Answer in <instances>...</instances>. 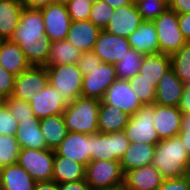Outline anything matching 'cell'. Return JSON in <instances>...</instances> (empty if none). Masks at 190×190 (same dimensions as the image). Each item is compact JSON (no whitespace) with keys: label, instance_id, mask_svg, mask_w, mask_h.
I'll return each instance as SVG.
<instances>
[{"label":"cell","instance_id":"4316f807","mask_svg":"<svg viewBox=\"0 0 190 190\" xmlns=\"http://www.w3.org/2000/svg\"><path fill=\"white\" fill-rule=\"evenodd\" d=\"M36 181L18 163L0 169L3 190H33Z\"/></svg>","mask_w":190,"mask_h":190},{"label":"cell","instance_id":"8fae6325","mask_svg":"<svg viewBox=\"0 0 190 190\" xmlns=\"http://www.w3.org/2000/svg\"><path fill=\"white\" fill-rule=\"evenodd\" d=\"M49 84L46 67L31 66L16 76L12 97L31 102Z\"/></svg>","mask_w":190,"mask_h":190},{"label":"cell","instance_id":"d4e9b609","mask_svg":"<svg viewBox=\"0 0 190 190\" xmlns=\"http://www.w3.org/2000/svg\"><path fill=\"white\" fill-rule=\"evenodd\" d=\"M156 145L148 143H130L120 161L124 175L133 169L152 163Z\"/></svg>","mask_w":190,"mask_h":190},{"label":"cell","instance_id":"4dcf8cb0","mask_svg":"<svg viewBox=\"0 0 190 190\" xmlns=\"http://www.w3.org/2000/svg\"><path fill=\"white\" fill-rule=\"evenodd\" d=\"M40 129L50 150H55L68 133L62 114L40 119Z\"/></svg>","mask_w":190,"mask_h":190},{"label":"cell","instance_id":"8992f818","mask_svg":"<svg viewBox=\"0 0 190 190\" xmlns=\"http://www.w3.org/2000/svg\"><path fill=\"white\" fill-rule=\"evenodd\" d=\"M152 22L157 32L159 53L171 55L187 42L179 28L178 14L170 8Z\"/></svg>","mask_w":190,"mask_h":190},{"label":"cell","instance_id":"ffe728a7","mask_svg":"<svg viewBox=\"0 0 190 190\" xmlns=\"http://www.w3.org/2000/svg\"><path fill=\"white\" fill-rule=\"evenodd\" d=\"M185 84L169 69L158 82L154 104L178 107Z\"/></svg>","mask_w":190,"mask_h":190},{"label":"cell","instance_id":"7bdbcfd3","mask_svg":"<svg viewBox=\"0 0 190 190\" xmlns=\"http://www.w3.org/2000/svg\"><path fill=\"white\" fill-rule=\"evenodd\" d=\"M102 61L93 52H82L81 57L77 61V66L82 72L83 76L87 75V70H93L95 67H99Z\"/></svg>","mask_w":190,"mask_h":190},{"label":"cell","instance_id":"484cf974","mask_svg":"<svg viewBox=\"0 0 190 190\" xmlns=\"http://www.w3.org/2000/svg\"><path fill=\"white\" fill-rule=\"evenodd\" d=\"M130 115L119 108L100 101L98 111V131L100 133L120 132L126 127Z\"/></svg>","mask_w":190,"mask_h":190},{"label":"cell","instance_id":"2e32d148","mask_svg":"<svg viewBox=\"0 0 190 190\" xmlns=\"http://www.w3.org/2000/svg\"><path fill=\"white\" fill-rule=\"evenodd\" d=\"M135 1L114 9L110 17L108 27L109 33L128 38L142 23Z\"/></svg>","mask_w":190,"mask_h":190},{"label":"cell","instance_id":"9a60e30c","mask_svg":"<svg viewBox=\"0 0 190 190\" xmlns=\"http://www.w3.org/2000/svg\"><path fill=\"white\" fill-rule=\"evenodd\" d=\"M54 151L55 156H63L86 166L91 161V134L68 132Z\"/></svg>","mask_w":190,"mask_h":190},{"label":"cell","instance_id":"5bb4252c","mask_svg":"<svg viewBox=\"0 0 190 190\" xmlns=\"http://www.w3.org/2000/svg\"><path fill=\"white\" fill-rule=\"evenodd\" d=\"M102 101L113 105L130 116L134 115L143 105L132 90L128 80L117 79L105 92Z\"/></svg>","mask_w":190,"mask_h":190},{"label":"cell","instance_id":"74e56055","mask_svg":"<svg viewBox=\"0 0 190 190\" xmlns=\"http://www.w3.org/2000/svg\"><path fill=\"white\" fill-rule=\"evenodd\" d=\"M113 11L114 8L109 6L105 1L100 0L92 4L89 20L101 30H105L108 27Z\"/></svg>","mask_w":190,"mask_h":190},{"label":"cell","instance_id":"30bf717a","mask_svg":"<svg viewBox=\"0 0 190 190\" xmlns=\"http://www.w3.org/2000/svg\"><path fill=\"white\" fill-rule=\"evenodd\" d=\"M115 65L101 63L83 76L82 97L102 100L106 90L117 80Z\"/></svg>","mask_w":190,"mask_h":190},{"label":"cell","instance_id":"f6af8a7d","mask_svg":"<svg viewBox=\"0 0 190 190\" xmlns=\"http://www.w3.org/2000/svg\"><path fill=\"white\" fill-rule=\"evenodd\" d=\"M179 28L187 42H190V14H178Z\"/></svg>","mask_w":190,"mask_h":190},{"label":"cell","instance_id":"f5cc1de1","mask_svg":"<svg viewBox=\"0 0 190 190\" xmlns=\"http://www.w3.org/2000/svg\"><path fill=\"white\" fill-rule=\"evenodd\" d=\"M179 133H190V114L183 115L181 131Z\"/></svg>","mask_w":190,"mask_h":190},{"label":"cell","instance_id":"680465c9","mask_svg":"<svg viewBox=\"0 0 190 190\" xmlns=\"http://www.w3.org/2000/svg\"><path fill=\"white\" fill-rule=\"evenodd\" d=\"M166 4H170L172 2V0H163Z\"/></svg>","mask_w":190,"mask_h":190},{"label":"cell","instance_id":"83f0119b","mask_svg":"<svg viewBox=\"0 0 190 190\" xmlns=\"http://www.w3.org/2000/svg\"><path fill=\"white\" fill-rule=\"evenodd\" d=\"M21 1L0 0V40L11 39L20 22Z\"/></svg>","mask_w":190,"mask_h":190},{"label":"cell","instance_id":"52a82bcc","mask_svg":"<svg viewBox=\"0 0 190 190\" xmlns=\"http://www.w3.org/2000/svg\"><path fill=\"white\" fill-rule=\"evenodd\" d=\"M130 143L157 145L161 139L154 127V104L143 105L123 129Z\"/></svg>","mask_w":190,"mask_h":190},{"label":"cell","instance_id":"d590c367","mask_svg":"<svg viewBox=\"0 0 190 190\" xmlns=\"http://www.w3.org/2000/svg\"><path fill=\"white\" fill-rule=\"evenodd\" d=\"M143 78V76L137 74L129 78L128 81L142 105L154 104L156 88L152 85V82Z\"/></svg>","mask_w":190,"mask_h":190},{"label":"cell","instance_id":"ab89813d","mask_svg":"<svg viewBox=\"0 0 190 190\" xmlns=\"http://www.w3.org/2000/svg\"><path fill=\"white\" fill-rule=\"evenodd\" d=\"M66 6L72 21L89 20L92 4L87 0H71Z\"/></svg>","mask_w":190,"mask_h":190},{"label":"cell","instance_id":"7dc6e473","mask_svg":"<svg viewBox=\"0 0 190 190\" xmlns=\"http://www.w3.org/2000/svg\"><path fill=\"white\" fill-rule=\"evenodd\" d=\"M169 8L177 14H190V0H172Z\"/></svg>","mask_w":190,"mask_h":190},{"label":"cell","instance_id":"7c38bea8","mask_svg":"<svg viewBox=\"0 0 190 190\" xmlns=\"http://www.w3.org/2000/svg\"><path fill=\"white\" fill-rule=\"evenodd\" d=\"M41 13L44 19L45 36L52 42L66 39L72 23L66 4H50L42 8Z\"/></svg>","mask_w":190,"mask_h":190},{"label":"cell","instance_id":"f35d334b","mask_svg":"<svg viewBox=\"0 0 190 190\" xmlns=\"http://www.w3.org/2000/svg\"><path fill=\"white\" fill-rule=\"evenodd\" d=\"M2 101L8 106L11 115L17 120V122L31 119L35 116L29 102L12 96Z\"/></svg>","mask_w":190,"mask_h":190},{"label":"cell","instance_id":"b9f144b4","mask_svg":"<svg viewBox=\"0 0 190 190\" xmlns=\"http://www.w3.org/2000/svg\"><path fill=\"white\" fill-rule=\"evenodd\" d=\"M16 76L8 72L0 65V99L4 100L12 96Z\"/></svg>","mask_w":190,"mask_h":190},{"label":"cell","instance_id":"816d5d0a","mask_svg":"<svg viewBox=\"0 0 190 190\" xmlns=\"http://www.w3.org/2000/svg\"><path fill=\"white\" fill-rule=\"evenodd\" d=\"M105 1L109 6L116 9L120 6H124L127 4H132L135 0H103Z\"/></svg>","mask_w":190,"mask_h":190},{"label":"cell","instance_id":"277c9868","mask_svg":"<svg viewBox=\"0 0 190 190\" xmlns=\"http://www.w3.org/2000/svg\"><path fill=\"white\" fill-rule=\"evenodd\" d=\"M49 83L57 90L59 99L69 105L82 96L83 74L77 64L46 66Z\"/></svg>","mask_w":190,"mask_h":190},{"label":"cell","instance_id":"ba28073f","mask_svg":"<svg viewBox=\"0 0 190 190\" xmlns=\"http://www.w3.org/2000/svg\"><path fill=\"white\" fill-rule=\"evenodd\" d=\"M129 145L123 131L91 134V160L119 161Z\"/></svg>","mask_w":190,"mask_h":190},{"label":"cell","instance_id":"6da1fadb","mask_svg":"<svg viewBox=\"0 0 190 190\" xmlns=\"http://www.w3.org/2000/svg\"><path fill=\"white\" fill-rule=\"evenodd\" d=\"M10 40L18 44L31 66L46 67L52 41L45 36L41 9L23 8Z\"/></svg>","mask_w":190,"mask_h":190},{"label":"cell","instance_id":"ee69618b","mask_svg":"<svg viewBox=\"0 0 190 190\" xmlns=\"http://www.w3.org/2000/svg\"><path fill=\"white\" fill-rule=\"evenodd\" d=\"M190 177L189 175L164 179L162 185L157 190H189Z\"/></svg>","mask_w":190,"mask_h":190},{"label":"cell","instance_id":"8d00e7d4","mask_svg":"<svg viewBox=\"0 0 190 190\" xmlns=\"http://www.w3.org/2000/svg\"><path fill=\"white\" fill-rule=\"evenodd\" d=\"M135 4L143 21H153L169 8L163 0H135Z\"/></svg>","mask_w":190,"mask_h":190},{"label":"cell","instance_id":"ac0fdd59","mask_svg":"<svg viewBox=\"0 0 190 190\" xmlns=\"http://www.w3.org/2000/svg\"><path fill=\"white\" fill-rule=\"evenodd\" d=\"M30 107L36 118L63 114L66 104L59 99L57 90L49 83L42 91L35 94Z\"/></svg>","mask_w":190,"mask_h":190},{"label":"cell","instance_id":"836d02e7","mask_svg":"<svg viewBox=\"0 0 190 190\" xmlns=\"http://www.w3.org/2000/svg\"><path fill=\"white\" fill-rule=\"evenodd\" d=\"M171 69L184 83L190 82V42H186L178 51L170 55Z\"/></svg>","mask_w":190,"mask_h":190},{"label":"cell","instance_id":"6f0895ef","mask_svg":"<svg viewBox=\"0 0 190 190\" xmlns=\"http://www.w3.org/2000/svg\"><path fill=\"white\" fill-rule=\"evenodd\" d=\"M184 89H190V82L185 84V88Z\"/></svg>","mask_w":190,"mask_h":190},{"label":"cell","instance_id":"681fc988","mask_svg":"<svg viewBox=\"0 0 190 190\" xmlns=\"http://www.w3.org/2000/svg\"><path fill=\"white\" fill-rule=\"evenodd\" d=\"M178 109L183 115L190 114V89H184Z\"/></svg>","mask_w":190,"mask_h":190},{"label":"cell","instance_id":"d6a6232c","mask_svg":"<svg viewBox=\"0 0 190 190\" xmlns=\"http://www.w3.org/2000/svg\"><path fill=\"white\" fill-rule=\"evenodd\" d=\"M145 54L131 48L128 53L115 64L118 79L128 80L140 72V66Z\"/></svg>","mask_w":190,"mask_h":190},{"label":"cell","instance_id":"3957f363","mask_svg":"<svg viewBox=\"0 0 190 190\" xmlns=\"http://www.w3.org/2000/svg\"><path fill=\"white\" fill-rule=\"evenodd\" d=\"M99 106L100 100L82 96L66 105L62 115L68 132H79L87 135L99 132Z\"/></svg>","mask_w":190,"mask_h":190},{"label":"cell","instance_id":"9c48e42d","mask_svg":"<svg viewBox=\"0 0 190 190\" xmlns=\"http://www.w3.org/2000/svg\"><path fill=\"white\" fill-rule=\"evenodd\" d=\"M54 158V150L24 148L20 150L17 163L24 168L36 182L50 181L53 176Z\"/></svg>","mask_w":190,"mask_h":190},{"label":"cell","instance_id":"4fadbf2b","mask_svg":"<svg viewBox=\"0 0 190 190\" xmlns=\"http://www.w3.org/2000/svg\"><path fill=\"white\" fill-rule=\"evenodd\" d=\"M130 49L131 46L126 37L111 34L107 30H101L94 45L93 52L103 63L115 65L118 61H121V58Z\"/></svg>","mask_w":190,"mask_h":190},{"label":"cell","instance_id":"44dd1931","mask_svg":"<svg viewBox=\"0 0 190 190\" xmlns=\"http://www.w3.org/2000/svg\"><path fill=\"white\" fill-rule=\"evenodd\" d=\"M100 32L90 20L72 21L66 39L82 52H91Z\"/></svg>","mask_w":190,"mask_h":190},{"label":"cell","instance_id":"f546056e","mask_svg":"<svg viewBox=\"0 0 190 190\" xmlns=\"http://www.w3.org/2000/svg\"><path fill=\"white\" fill-rule=\"evenodd\" d=\"M85 179V166L63 156H55L52 180L60 183L75 182Z\"/></svg>","mask_w":190,"mask_h":190},{"label":"cell","instance_id":"bcb514c9","mask_svg":"<svg viewBox=\"0 0 190 190\" xmlns=\"http://www.w3.org/2000/svg\"><path fill=\"white\" fill-rule=\"evenodd\" d=\"M59 190H92L85 179L75 182L60 183Z\"/></svg>","mask_w":190,"mask_h":190},{"label":"cell","instance_id":"e0dca14e","mask_svg":"<svg viewBox=\"0 0 190 190\" xmlns=\"http://www.w3.org/2000/svg\"><path fill=\"white\" fill-rule=\"evenodd\" d=\"M182 118L183 114L178 107L154 104V127L161 140L178 135Z\"/></svg>","mask_w":190,"mask_h":190},{"label":"cell","instance_id":"cb8c5ba5","mask_svg":"<svg viewBox=\"0 0 190 190\" xmlns=\"http://www.w3.org/2000/svg\"><path fill=\"white\" fill-rule=\"evenodd\" d=\"M127 39L131 48L137 52L145 55L159 53L157 32L152 21H142Z\"/></svg>","mask_w":190,"mask_h":190},{"label":"cell","instance_id":"f907efd6","mask_svg":"<svg viewBox=\"0 0 190 190\" xmlns=\"http://www.w3.org/2000/svg\"><path fill=\"white\" fill-rule=\"evenodd\" d=\"M33 190H59V184L54 180L37 181Z\"/></svg>","mask_w":190,"mask_h":190},{"label":"cell","instance_id":"7a4b0ae2","mask_svg":"<svg viewBox=\"0 0 190 190\" xmlns=\"http://www.w3.org/2000/svg\"><path fill=\"white\" fill-rule=\"evenodd\" d=\"M164 179L188 175L190 155L181 139L161 140L155 147L152 163Z\"/></svg>","mask_w":190,"mask_h":190},{"label":"cell","instance_id":"11a10c76","mask_svg":"<svg viewBox=\"0 0 190 190\" xmlns=\"http://www.w3.org/2000/svg\"><path fill=\"white\" fill-rule=\"evenodd\" d=\"M71 0H55V3L67 4Z\"/></svg>","mask_w":190,"mask_h":190},{"label":"cell","instance_id":"f1b7e54d","mask_svg":"<svg viewBox=\"0 0 190 190\" xmlns=\"http://www.w3.org/2000/svg\"><path fill=\"white\" fill-rule=\"evenodd\" d=\"M171 69L170 55L157 53L144 55L139 74L156 88L162 76Z\"/></svg>","mask_w":190,"mask_h":190},{"label":"cell","instance_id":"9f6ffc18","mask_svg":"<svg viewBox=\"0 0 190 190\" xmlns=\"http://www.w3.org/2000/svg\"><path fill=\"white\" fill-rule=\"evenodd\" d=\"M88 2H90L91 4H95L96 2H99L100 0H87Z\"/></svg>","mask_w":190,"mask_h":190},{"label":"cell","instance_id":"603a6c76","mask_svg":"<svg viewBox=\"0 0 190 190\" xmlns=\"http://www.w3.org/2000/svg\"><path fill=\"white\" fill-rule=\"evenodd\" d=\"M0 65L15 76L31 67L21 48L10 39L0 40Z\"/></svg>","mask_w":190,"mask_h":190},{"label":"cell","instance_id":"e575fe53","mask_svg":"<svg viewBox=\"0 0 190 190\" xmlns=\"http://www.w3.org/2000/svg\"><path fill=\"white\" fill-rule=\"evenodd\" d=\"M15 136L0 135V169L17 163L20 153Z\"/></svg>","mask_w":190,"mask_h":190},{"label":"cell","instance_id":"d6986e66","mask_svg":"<svg viewBox=\"0 0 190 190\" xmlns=\"http://www.w3.org/2000/svg\"><path fill=\"white\" fill-rule=\"evenodd\" d=\"M164 178L150 164L128 171L124 175L123 190H157Z\"/></svg>","mask_w":190,"mask_h":190},{"label":"cell","instance_id":"60d3db41","mask_svg":"<svg viewBox=\"0 0 190 190\" xmlns=\"http://www.w3.org/2000/svg\"><path fill=\"white\" fill-rule=\"evenodd\" d=\"M18 122L11 115L8 106L1 101L0 102V135L15 136L17 132Z\"/></svg>","mask_w":190,"mask_h":190},{"label":"cell","instance_id":"c3c4849f","mask_svg":"<svg viewBox=\"0 0 190 190\" xmlns=\"http://www.w3.org/2000/svg\"><path fill=\"white\" fill-rule=\"evenodd\" d=\"M55 3V0H21L23 8L42 9Z\"/></svg>","mask_w":190,"mask_h":190},{"label":"cell","instance_id":"db71d44e","mask_svg":"<svg viewBox=\"0 0 190 190\" xmlns=\"http://www.w3.org/2000/svg\"><path fill=\"white\" fill-rule=\"evenodd\" d=\"M177 136L184 143V146L190 155V133H178Z\"/></svg>","mask_w":190,"mask_h":190},{"label":"cell","instance_id":"1f68e13d","mask_svg":"<svg viewBox=\"0 0 190 190\" xmlns=\"http://www.w3.org/2000/svg\"><path fill=\"white\" fill-rule=\"evenodd\" d=\"M82 51L77 49L67 39L54 41L49 50L46 66L76 64Z\"/></svg>","mask_w":190,"mask_h":190},{"label":"cell","instance_id":"5b68a950","mask_svg":"<svg viewBox=\"0 0 190 190\" xmlns=\"http://www.w3.org/2000/svg\"><path fill=\"white\" fill-rule=\"evenodd\" d=\"M85 180L92 190H122L124 173L120 161L91 160L85 166Z\"/></svg>","mask_w":190,"mask_h":190},{"label":"cell","instance_id":"7402d4cb","mask_svg":"<svg viewBox=\"0 0 190 190\" xmlns=\"http://www.w3.org/2000/svg\"><path fill=\"white\" fill-rule=\"evenodd\" d=\"M15 139L21 149L32 148L35 150L47 149L45 138L40 129V119L35 116L18 122Z\"/></svg>","mask_w":190,"mask_h":190}]
</instances>
